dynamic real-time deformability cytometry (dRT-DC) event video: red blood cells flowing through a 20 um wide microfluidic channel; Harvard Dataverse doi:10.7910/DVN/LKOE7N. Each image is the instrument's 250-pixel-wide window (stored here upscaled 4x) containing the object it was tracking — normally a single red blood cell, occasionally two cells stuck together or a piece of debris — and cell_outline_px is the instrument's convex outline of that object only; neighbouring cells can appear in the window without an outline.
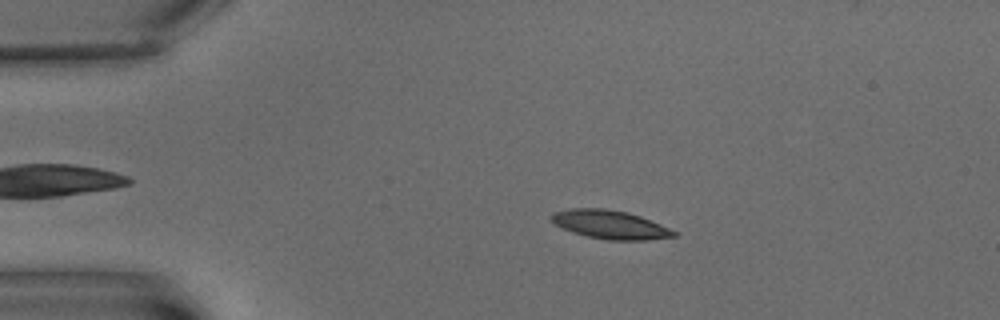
{"species": "common noctule bat (a hibernating species)", "species_latin": "Nyctalus noctula", "temperature_condition": "warm", "stored_images_in_passage": 5, "camera_frame_rate_fps": 3000, "um_per_image_px": 0.085, "animal": {"sex": "male", "body_mass_g": 15.6}, "frame": {"image": 1, "passage_image": 3, "time_ms": 2.333, "image_size_px": [1000, 320], "cell_outline_px": [[676, 236], [648, 240], [608, 240], [588, 236], [572, 232], [556, 224], [552, 220], [552, 212], [568, 208], [604, 208], [628, 212], [640, 216], [660, 224], [676, 232]], "centroid_in_image_um": [51.85, 19.08], "position_along_channel_um": 33.1, "area_um2": 20.23}}